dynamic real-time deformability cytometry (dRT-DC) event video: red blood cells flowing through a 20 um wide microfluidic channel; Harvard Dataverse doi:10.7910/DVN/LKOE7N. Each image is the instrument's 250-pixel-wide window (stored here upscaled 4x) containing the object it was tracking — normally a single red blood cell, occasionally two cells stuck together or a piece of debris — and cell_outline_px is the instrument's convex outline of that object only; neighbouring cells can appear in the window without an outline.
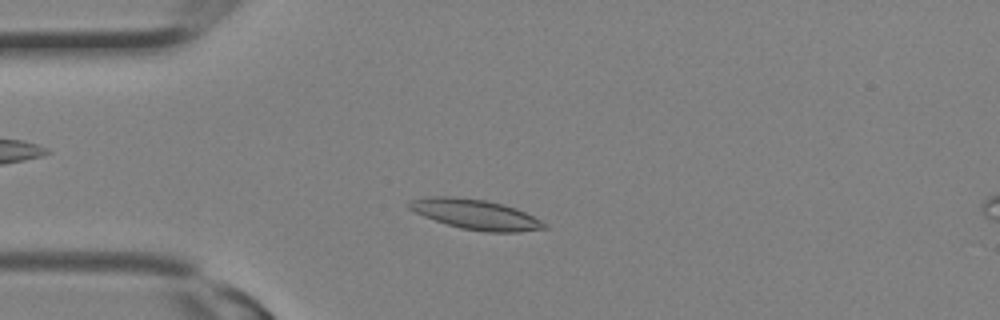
{"species": "Egyptian fruit bat (a non-hibernating species)", "species_latin": "Rousettus aegyptiacus", "temperature_condition": "room temperature", "stored_images_in_passage": 8, "camera_frame_rate_fps": 3000, "um_per_image_px": 0.085, "animal": {"sex": "female"}, "frame": {"image": 1, "passage_image": 5, "time_ms": 1.333, "image_size_px": [1000, 320], "cell_outline_px": [[548, 228], [520, 232], [484, 232], [460, 228], [424, 216], [408, 208], [408, 204], [412, 200], [428, 196], [452, 196], [484, 200], [504, 204], [516, 208], [548, 224]], "centroid_in_image_um": [40.46, 18.23], "position_along_channel_um": 44.5, "area_um2": 23.52}}
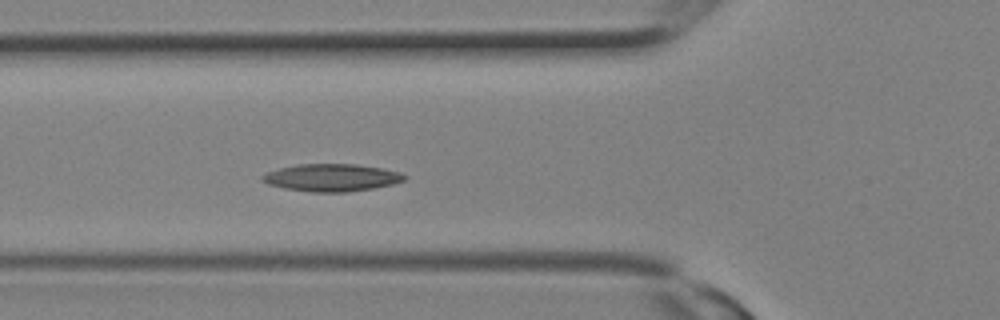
{"frame": {"image": 2, "passage_image": 8, "time_ms": 2.333, "image_size_px": [1000, 320], "cell_outline_px": [[408, 176], [404, 180], [392, 184], [372, 188], [348, 192], [312, 192], [284, 188], [268, 184], [260, 180], [260, 176], [268, 172], [280, 168], [300, 164], [356, 164], [384, 168], [400, 172]], "centroid_in_image_um": [28.19, 15.09], "position_along_channel_um": 97.6, "area_um2": 22.72}}